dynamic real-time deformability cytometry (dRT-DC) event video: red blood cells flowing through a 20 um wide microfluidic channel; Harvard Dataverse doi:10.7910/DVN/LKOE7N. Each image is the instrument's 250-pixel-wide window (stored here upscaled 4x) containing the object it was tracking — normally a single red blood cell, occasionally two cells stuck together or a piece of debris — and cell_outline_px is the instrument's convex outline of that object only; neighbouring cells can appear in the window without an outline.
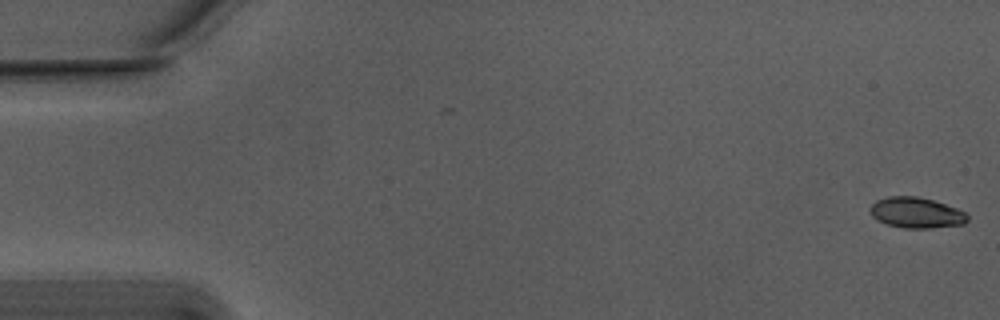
{"species": "Egyptian fruit bat (a non-hibernating species)", "species_latin": "Rousettus aegyptiacus", "temperature_condition": "warm", "stored_images_in_passage": 2, "camera_frame_rate_fps": 3000, "um_per_image_px": 0.085, "animal": {"sex": "male"}, "frame": {"image": 1, "passage_image": 2, "time_ms": 0.333, "image_size_px": [1000, 320], "cell_outline_px": [[968, 220], [964, 224], [928, 228], [904, 228], [888, 224], [876, 220], [872, 216], [868, 208], [876, 200], [888, 196], [916, 196], [932, 200], [956, 208], [964, 212], [968, 216]], "centroid_in_image_um": [77.84, 18.08], "position_along_channel_um": 7.2, "area_um2": 17.34}}